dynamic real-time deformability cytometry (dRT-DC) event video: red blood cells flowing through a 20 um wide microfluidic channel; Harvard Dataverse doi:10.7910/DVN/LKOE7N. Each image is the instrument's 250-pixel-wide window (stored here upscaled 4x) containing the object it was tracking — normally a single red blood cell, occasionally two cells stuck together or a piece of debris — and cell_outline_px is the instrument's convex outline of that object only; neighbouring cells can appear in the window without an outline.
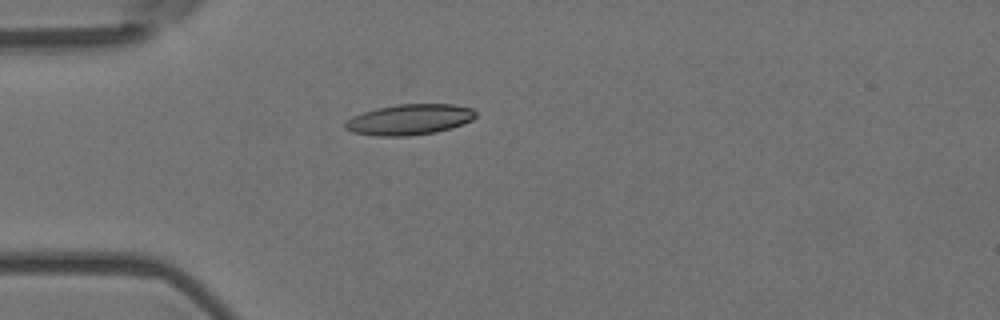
{"species": "Egyptian fruit bat (a non-hibernating species)", "species_latin": "Rousettus aegyptiacus", "temperature_condition": "room temperature", "stored_images_in_passage": 5, "camera_frame_rate_fps": 3000, "um_per_image_px": 0.085, "animal": {"sex": "female"}, "frame": {"image": 1, "passage_image": 5, "time_ms": 1.333, "image_size_px": [1000, 320], "cell_outline_px": [[476, 116], [472, 120], [452, 128], [436, 132], [408, 136], [376, 136], [352, 132], [344, 128], [344, 124], [352, 116], [364, 112], [380, 108], [400, 104], [456, 104], [472, 108], [476, 112]], "centroid_in_image_um": [34.83, 10.17], "position_along_channel_um": 50.2, "area_um2": 23.29}}